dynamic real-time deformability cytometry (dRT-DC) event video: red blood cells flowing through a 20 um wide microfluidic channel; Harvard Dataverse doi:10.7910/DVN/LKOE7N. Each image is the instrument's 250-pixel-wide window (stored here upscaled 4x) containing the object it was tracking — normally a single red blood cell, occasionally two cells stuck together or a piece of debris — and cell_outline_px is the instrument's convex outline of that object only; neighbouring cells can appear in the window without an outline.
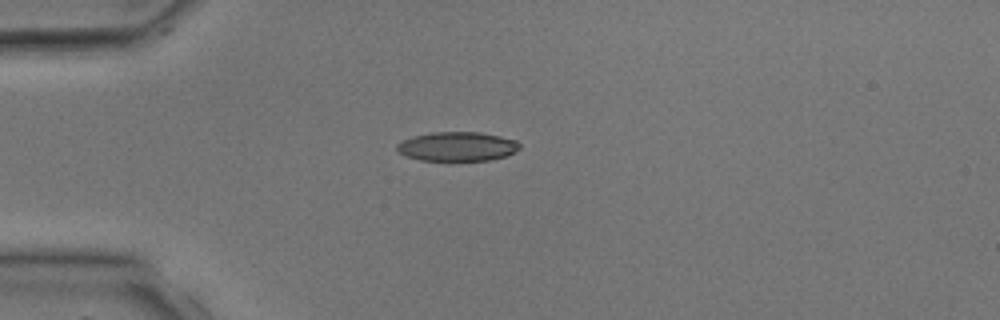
{"species": "common noctule bat (a hibernating species)", "species_latin": "Nyctalus noctula", "temperature_condition": "room temperature", "stored_images_in_passage": 1, "camera_frame_rate_fps": 3000, "um_per_image_px": 0.085, "animal": {"sex": "male", "body_mass_g": 17.9, "forearm_length_mm": 54.2}, "frame": {"image": 1, "passage_image": 1, "time_ms": 0.0, "image_size_px": [1000, 320], "cell_outline_px": [[520, 148], [516, 152], [508, 156], [488, 160], [420, 160], [408, 156], [400, 152], [396, 148], [396, 144], [412, 136], [432, 132], [480, 132], [500, 136], [516, 140], [520, 144]], "centroid_in_image_um": [38.91, 12.44], "position_along_channel_um": 46.1, "area_um2": 20.87}}